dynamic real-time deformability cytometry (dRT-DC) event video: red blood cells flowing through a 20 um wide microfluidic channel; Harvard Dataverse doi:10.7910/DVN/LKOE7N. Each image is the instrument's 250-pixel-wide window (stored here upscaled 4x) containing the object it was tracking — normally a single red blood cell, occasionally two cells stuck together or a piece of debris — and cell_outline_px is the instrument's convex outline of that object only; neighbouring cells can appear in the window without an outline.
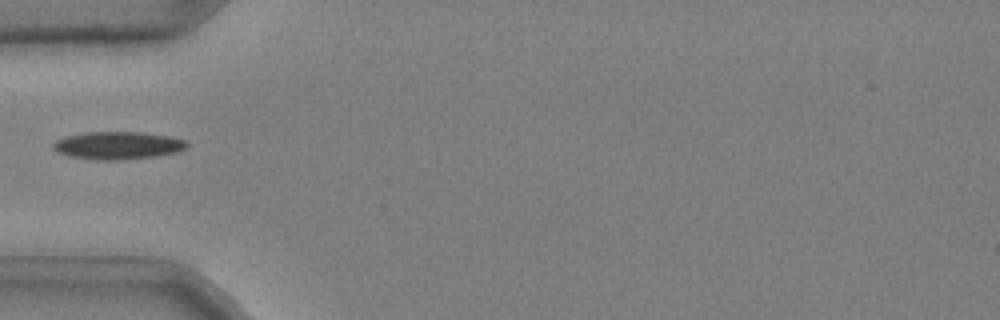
{"species": "common noctule bat (a hibernating species)", "species_latin": "Nyctalus noctula", "temperature_condition": "cold", "stored_images_in_passage": 19, "camera_frame_rate_fps": 3000, "um_per_image_px": 0.085, "animal": {"sex": "male", "body_mass_g": 20.4}, "frame": {"image": 1, "passage_image": 1, "time_ms": 0.0, "image_size_px": [1000, 320], "cell_outline_px": [[188, 148], [176, 152], [156, 156], [116, 160], [96, 160], [68, 156], [56, 152], [52, 148], [52, 144], [56, 140], [64, 136], [88, 132], [140, 132], [168, 136], [184, 140], [188, 144]], "centroid_in_image_um": [9.97, 12.36], "position_along_channel_um": 75.0, "area_um2": 21.62}}
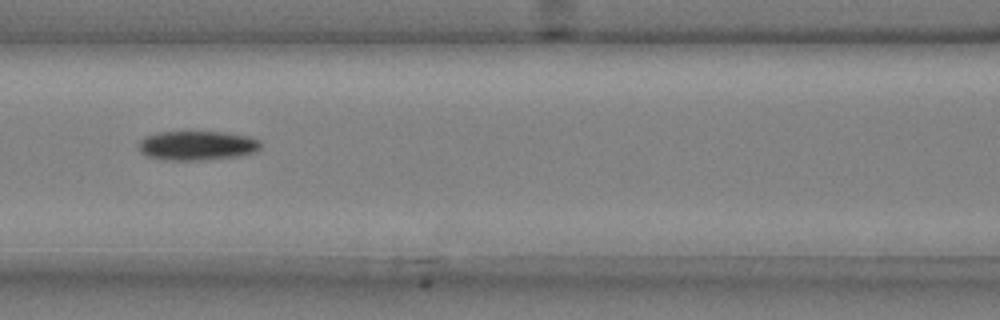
{"frame": {"image": 2, "passage_image": 7, "time_ms": 2.0, "image_size_px": [1000, 320], "cell_outline_px": [[260, 148], [256, 152], [236, 156], [200, 160], [168, 160], [148, 156], [140, 152], [140, 140], [144, 136], [160, 132], [224, 132], [252, 136], [260, 140]], "centroid_in_image_um": [16.79, 12.36], "position_along_channel_um": 149.8, "area_um2": 20.81}}
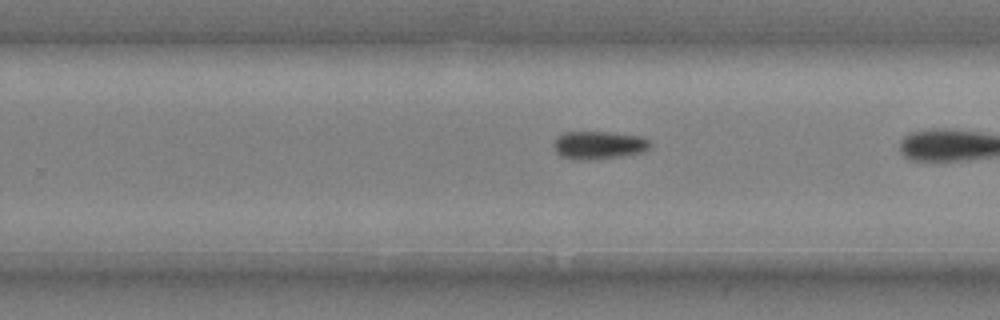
{"frame": {"image": 3, "passage_image": 15, "time_ms": 4.667, "image_size_px": [1000, 320], "cell_outline_px": [[652, 144], [644, 152], [620, 156], [584, 160], [572, 160], [560, 156], [556, 152], [552, 144], [556, 136], [564, 132], [612, 132], [640, 136], [648, 140]], "centroid_in_image_um": [50.84, 12.33], "position_along_channel_um": 279.0, "area_um2": 15.9}}